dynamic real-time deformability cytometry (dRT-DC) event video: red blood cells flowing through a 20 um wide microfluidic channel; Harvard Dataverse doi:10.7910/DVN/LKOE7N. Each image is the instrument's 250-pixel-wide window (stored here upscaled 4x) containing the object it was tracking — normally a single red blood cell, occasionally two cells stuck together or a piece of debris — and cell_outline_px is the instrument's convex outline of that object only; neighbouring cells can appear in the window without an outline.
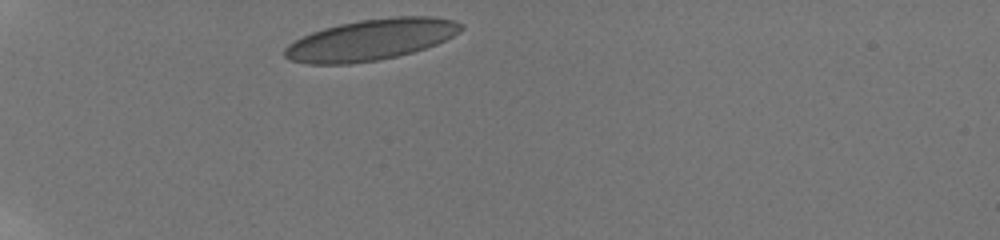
{"species": "human", "species_latin": "Homo sapiens", "temperature_condition": "room temperature", "stored_images_in_passage": 13, "camera_frame_rate_fps": 3000, "um_per_image_px": 0.085, "donor": {"sex": "male"}, "frame": {"image": 1, "passage_image": 1, "time_ms": 0.0, "image_size_px": [1000, 240], "cell_outline_px": [[464, 28], [460, 32], [436, 44], [412, 52], [396, 56], [376, 60], [348, 64], [304, 64], [288, 60], [284, 56], [284, 48], [288, 44], [312, 32], [324, 28], [340, 24], [360, 20], [396, 16], [436, 16], [456, 20], [464, 24]], "centroid_in_image_um": [31.54, 3.37], "position_along_channel_um": 53.5, "area_um2": 42.25}}